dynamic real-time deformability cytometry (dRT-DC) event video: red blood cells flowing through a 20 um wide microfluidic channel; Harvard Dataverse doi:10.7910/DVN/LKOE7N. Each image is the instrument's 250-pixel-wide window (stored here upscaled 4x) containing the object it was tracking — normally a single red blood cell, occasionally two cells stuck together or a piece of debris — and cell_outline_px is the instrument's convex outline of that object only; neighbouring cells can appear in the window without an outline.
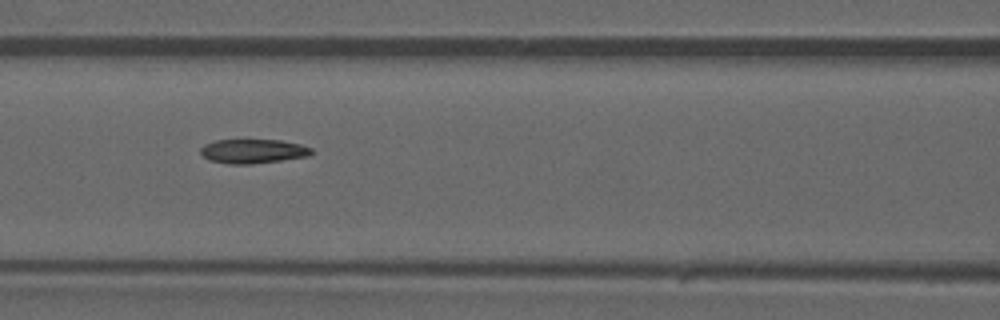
{"species": "common noctule bat (a hibernating species)", "species_latin": "Nyctalus noctula", "temperature_condition": "warm", "stored_images_in_passage": 45, "camera_frame_rate_fps": 3000, "um_per_image_px": 0.085, "animal": {"sex": "male", "forearm_length_mm": 52.5}, "frame": {"image": 1, "passage_image": 20, "time_ms": 6.333, "image_size_px": [1000, 320], "cell_outline_px": [[312, 152], [308, 156], [252, 164], [228, 164], [208, 160], [200, 152], [200, 148], [204, 144], [216, 140], [280, 140], [300, 144], [312, 148]], "centroid_in_image_um": [21.47, 12.85], "position_along_channel_um": 145.1, "area_um2": 15.61}}